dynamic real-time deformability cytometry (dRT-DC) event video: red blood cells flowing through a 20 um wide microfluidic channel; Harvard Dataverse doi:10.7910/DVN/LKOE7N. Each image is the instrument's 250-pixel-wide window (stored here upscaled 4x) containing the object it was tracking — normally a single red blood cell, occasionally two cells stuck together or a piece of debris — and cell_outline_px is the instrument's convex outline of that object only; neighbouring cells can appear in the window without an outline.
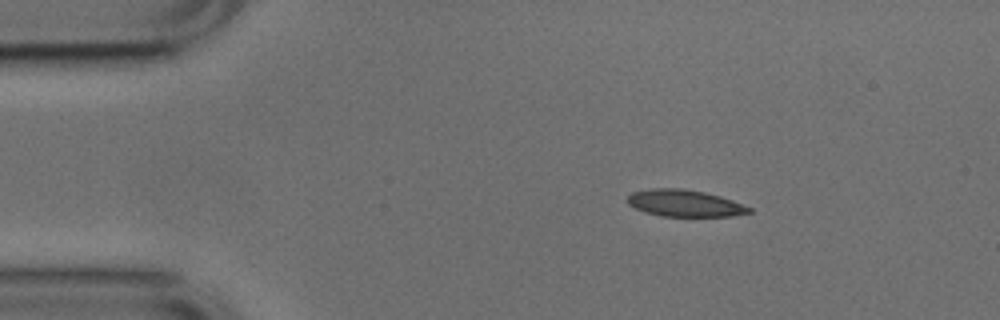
{"species": "common noctule bat (a hibernating species)", "species_latin": "Nyctalus noctula", "temperature_condition": "cold", "stored_images_in_passage": 45, "camera_frame_rate_fps": 3000, "um_per_image_px": 0.085, "animal": {"sex": "male", "body_mass_g": 17.9, "forearm_length_mm": 54.2}, "frame": {"image": 1, "passage_image": 1, "time_ms": 0.0, "image_size_px": [1000, 320], "cell_outline_px": [[752, 212], [732, 216], [660, 216], [644, 212], [628, 204], [628, 196], [632, 192], [652, 188], [680, 188], [704, 192], [720, 196], [732, 200], [752, 208]], "centroid_in_image_um": [58.19, 17.27], "position_along_channel_um": 26.8, "area_um2": 18.96}}
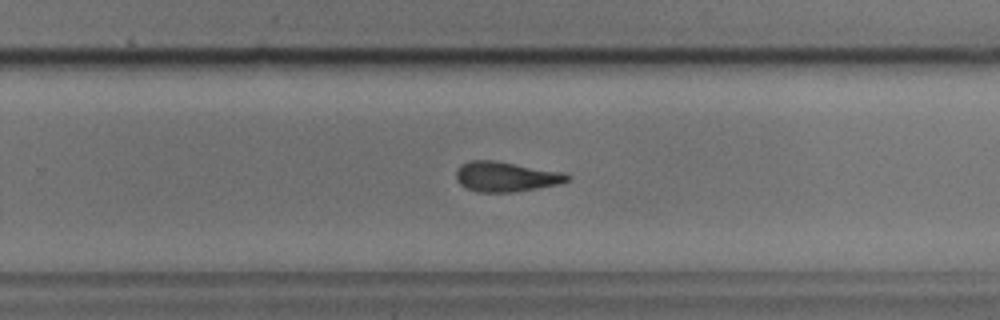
{"frame": {"image": 2, "passage_image": 26, "time_ms": 8.333, "image_size_px": [1000, 320], "cell_outline_px": [[572, 176], [568, 180], [560, 184], [512, 192], [480, 192], [468, 188], [460, 184], [456, 180], [456, 168], [460, 164], [468, 160], [496, 160], [564, 172]], "centroid_in_image_um": [42.99, 14.99], "position_along_channel_um": 286.8, "area_um2": 19.59}}
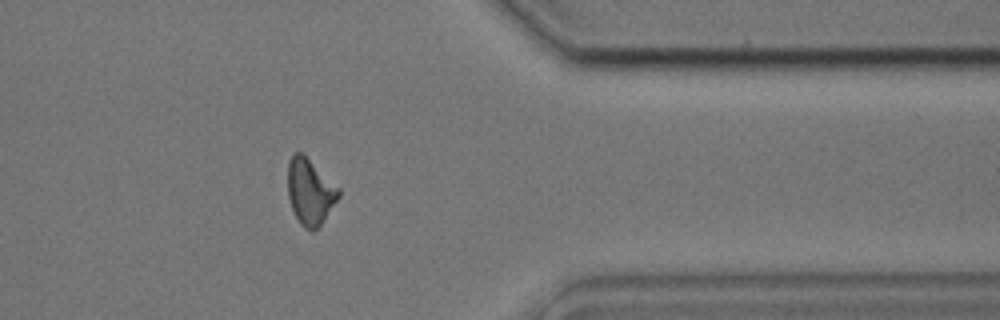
{"frame": {"image": 3, "passage_image": 35, "time_ms": 11.333, "image_size_px": [1000, 320], "cell_outline_px": [[340, 196], [320, 228], [312, 232], [304, 228], [300, 224], [292, 208], [288, 196], [288, 160], [296, 152], [304, 152], [340, 188]], "centroid_in_image_um": [26.38, 16.29], "position_along_channel_um": 385.0, "area_um2": 20.06}, "authors_computed_cell_mechanics": {"area_um2": 19.8832, "velocity_mm_per_s": 3.7865, "shape_relaxation_time_tau1_ms": 7.3584, "shape_relaxation_time_tau2_ms": 3.1633, "deformation_change_tau1": 0.1612, "deformation_change_tau2": 0.1172}}